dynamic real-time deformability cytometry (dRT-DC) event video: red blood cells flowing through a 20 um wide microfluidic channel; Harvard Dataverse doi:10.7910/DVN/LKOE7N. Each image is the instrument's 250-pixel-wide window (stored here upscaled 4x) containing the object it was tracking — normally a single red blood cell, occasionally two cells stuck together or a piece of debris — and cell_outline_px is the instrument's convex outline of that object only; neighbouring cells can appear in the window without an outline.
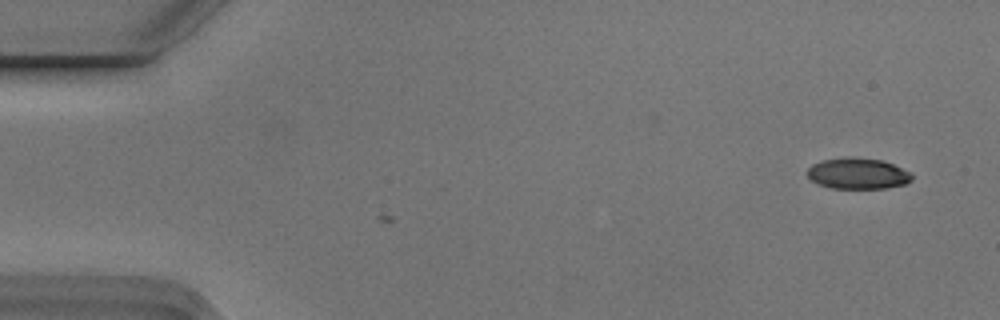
{"species": "Egyptian fruit bat (a non-hibernating species)", "species_latin": "Rousettus aegyptiacus", "temperature_condition": "cold", "stored_images_in_passage": 2, "camera_frame_rate_fps": 3000, "um_per_image_px": 0.085, "animal": {"sex": "male"}, "frame": {"image": 1, "passage_image": 2, "time_ms": 0.333, "image_size_px": [1000, 320], "cell_outline_px": [[912, 180], [904, 184], [884, 188], [832, 188], [816, 184], [804, 172], [812, 164], [824, 160], [852, 156], [880, 160], [892, 164], [912, 172]], "centroid_in_image_um": [72.89, 14.75], "position_along_channel_um": 12.1, "area_um2": 18.96}}